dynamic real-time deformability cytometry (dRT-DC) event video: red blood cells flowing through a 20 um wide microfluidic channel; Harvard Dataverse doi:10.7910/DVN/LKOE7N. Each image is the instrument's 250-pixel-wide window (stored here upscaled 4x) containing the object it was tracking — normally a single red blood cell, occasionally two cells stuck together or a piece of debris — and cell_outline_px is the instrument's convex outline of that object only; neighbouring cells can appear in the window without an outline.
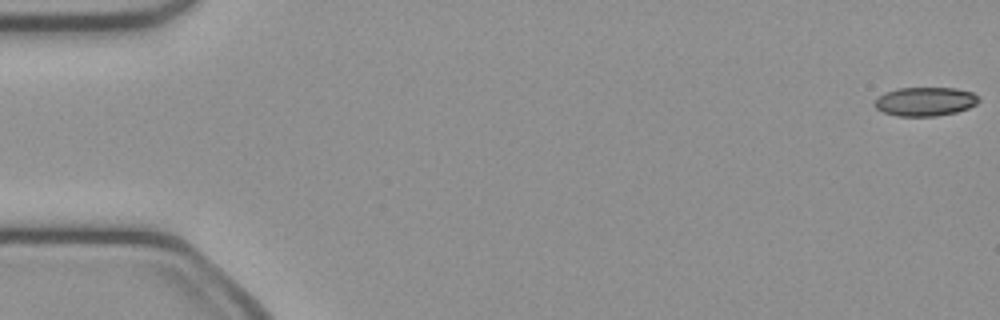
{"species": "common noctule bat (a hibernating species)", "species_latin": "Nyctalus noctula", "temperature_condition": "cold", "stored_images_in_passage": 50, "camera_frame_rate_fps": 3000, "um_per_image_px": 0.085, "animal": {"sex": "female", "body_mass_g": 21.9}, "frame": {"image": 1, "passage_image": 1, "time_ms": 0.0, "image_size_px": [1000, 320], "cell_outline_px": [[980, 100], [976, 104], [968, 108], [956, 112], [936, 116], [896, 116], [884, 112], [876, 108], [872, 104], [884, 92], [896, 88], [956, 88], [972, 92]], "centroid_in_image_um": [78.62, 8.63], "position_along_channel_um": 6.4, "area_um2": 17.51}}
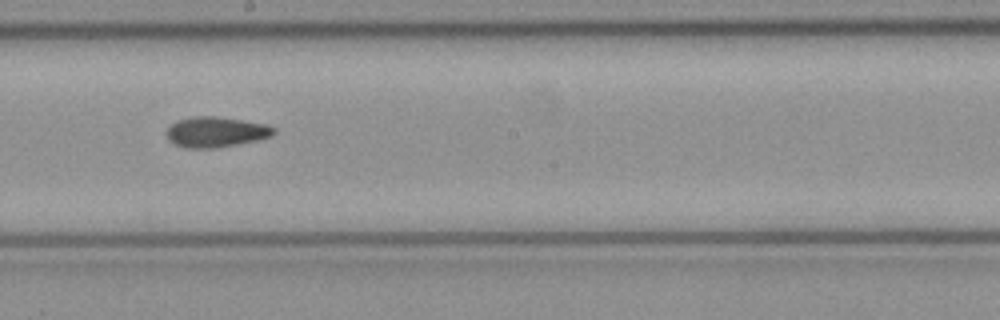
{"frame": {"image": 2, "passage_image": 28, "time_ms": 9.0, "image_size_px": [1000, 320], "cell_outline_px": [[276, 132], [272, 136], [260, 140], [216, 148], [184, 148], [168, 140], [168, 128], [172, 124], [180, 120], [196, 116], [216, 116], [244, 120], [268, 124], [276, 128]], "centroid_in_image_um": [18.43, 11.22], "position_along_channel_um": 229.8, "area_um2": 19.07}}
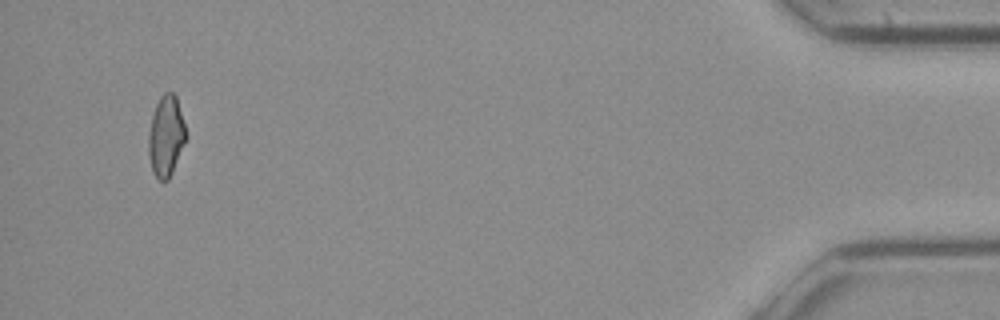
{"frame": {"image": 3, "passage_image": 48, "time_ms": 15.667, "image_size_px": [1000, 320], "cell_outline_px": [[188, 136], [172, 172], [168, 180], [160, 180], [152, 172], [148, 156], [148, 136], [152, 116], [156, 104], [160, 96], [164, 92], [172, 92], [176, 96]], "centroid_in_image_um": [14.11, 11.57], "position_along_channel_um": 421.1, "area_um2": 17.69}, "authors_computed_cell_mechanics": {"area_um2": 18.4093, "velocity_mm_per_s": 4.1202, "shape_relaxation_time_tau1_ms": null, "shape_relaxation_time_tau2_ms": 6.6205, "deformation_change_tau1": null, "deformation_change_tau2": 0.1339}}